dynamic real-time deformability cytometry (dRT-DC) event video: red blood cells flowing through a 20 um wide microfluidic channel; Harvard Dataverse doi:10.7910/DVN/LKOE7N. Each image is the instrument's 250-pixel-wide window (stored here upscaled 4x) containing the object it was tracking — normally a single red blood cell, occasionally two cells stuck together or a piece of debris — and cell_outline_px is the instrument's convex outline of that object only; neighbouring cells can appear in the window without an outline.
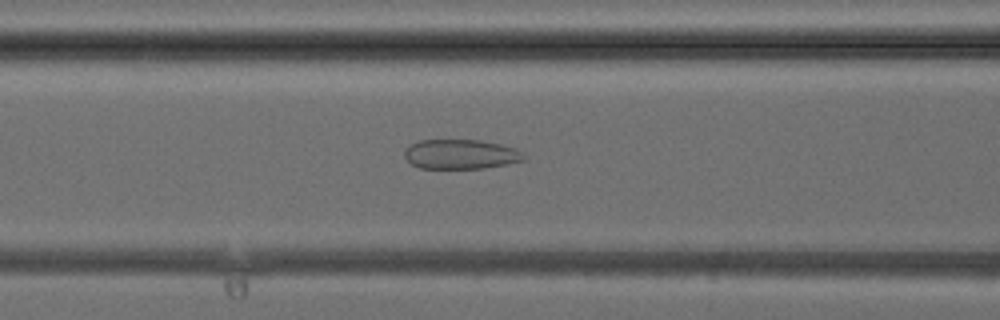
{"species": "common noctule bat (a hibernating species)", "species_latin": "Nyctalus noctula", "temperature_condition": "cold", "stored_images_in_passage": 28, "camera_frame_rate_fps": 3000, "um_per_image_px": 0.085, "animal": {"sex": "female", "body_mass_g": 24.6, "forearm_length_mm": 56.2}, "frame": {"image": 1, "passage_image": 6, "time_ms": 1.667, "image_size_px": [1000, 320], "cell_outline_px": [[528, 156], [524, 160], [508, 164], [484, 168], [420, 168], [412, 164], [404, 156], [404, 152], [408, 144], [420, 140], [480, 140], [500, 144], [516, 148]], "centroid_in_image_um": [39.18, 13.1], "position_along_channel_um": 127.4, "area_um2": 20.75}}
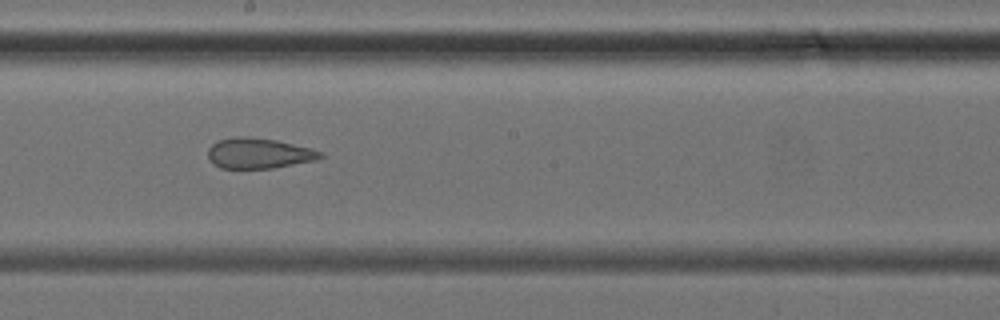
{"frame": {"image": 2, "passage_image": 12, "time_ms": 3.667, "image_size_px": [1000, 320], "cell_outline_px": [[324, 156], [316, 160], [272, 168], [220, 168], [212, 164], [208, 160], [208, 148], [212, 144], [220, 140], [232, 136], [248, 136], [276, 140], [312, 148], [324, 152]], "centroid_in_image_um": [21.99, 13.02], "position_along_channel_um": 226.2, "area_um2": 20.17}}
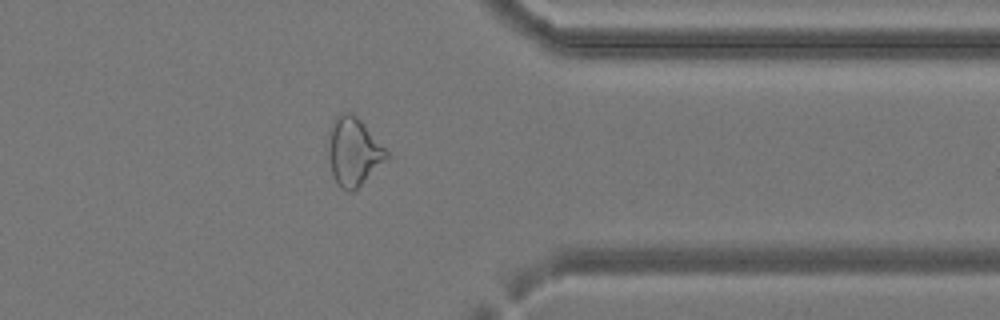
{"frame": {"image": 3, "passage_image": 22, "time_ms": 7.0, "image_size_px": [1000, 320], "cell_outline_px": [[392, 156], [388, 160], [352, 192], [348, 192], [340, 188], [336, 184], [332, 172], [328, 156], [328, 132], [336, 116], [344, 112], [352, 112], [364, 124]], "centroid_in_image_um": [30.05, 12.9], "position_along_channel_um": 381.3, "area_um2": 23.35}}